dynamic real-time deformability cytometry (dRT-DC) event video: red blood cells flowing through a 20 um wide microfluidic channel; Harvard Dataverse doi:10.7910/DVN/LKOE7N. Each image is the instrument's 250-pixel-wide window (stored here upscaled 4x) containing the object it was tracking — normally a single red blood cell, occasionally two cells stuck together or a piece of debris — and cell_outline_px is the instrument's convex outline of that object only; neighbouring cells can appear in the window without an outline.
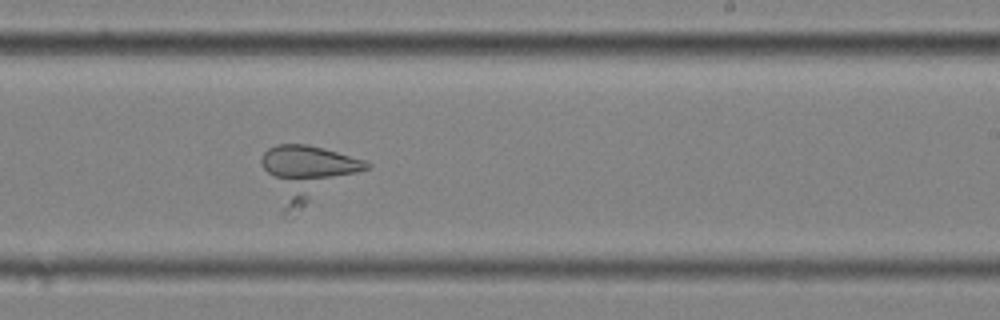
{"species": "common noctule bat (a hibernating species)", "species_latin": "Nyctalus noctula", "temperature_condition": "cold", "stored_images_in_passage": 56, "camera_frame_rate_fps": 3000, "um_per_image_px": 0.085, "animal": {"sex": "female", "body_mass_g": 25.1}, "frame": {"image": 1, "passage_image": 34, "time_ms": 11.0, "image_size_px": [1000, 320], "cell_outline_px": [[372, 168], [300, 208], [284, 212], [280, 212], [260, 160], [264, 152], [268, 148], [276, 144], [304, 144], [324, 148], [364, 160], [372, 164]], "centroid_in_image_um": [26.11, 14.69], "position_along_channel_um": 262.9, "area_um2": 33.7}}